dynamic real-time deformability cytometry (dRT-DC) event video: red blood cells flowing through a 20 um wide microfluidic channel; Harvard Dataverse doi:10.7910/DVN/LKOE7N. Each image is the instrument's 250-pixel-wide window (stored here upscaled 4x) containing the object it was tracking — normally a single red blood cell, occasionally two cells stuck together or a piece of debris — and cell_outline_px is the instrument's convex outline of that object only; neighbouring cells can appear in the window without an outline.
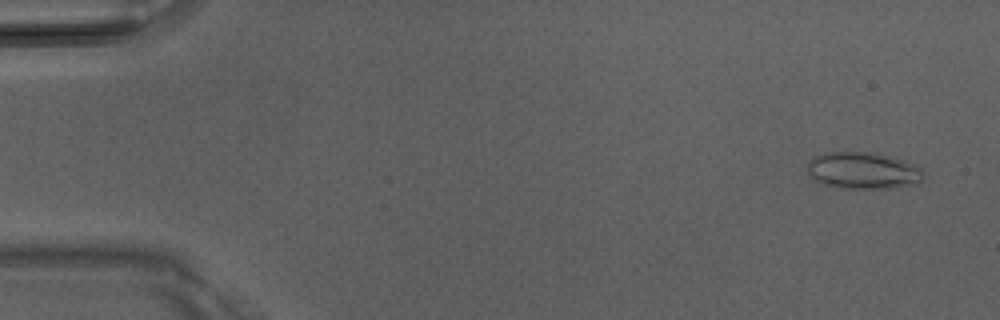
{"species": "Egyptian fruit bat (a non-hibernating species)", "species_latin": "Rousettus aegyptiacus", "temperature_condition": "room temperature", "stored_images_in_passage": 47, "camera_frame_rate_fps": 3000, "um_per_image_px": 0.085, "animal": {"sex": "male"}, "frame": {"image": 1, "passage_image": 3, "time_ms": 0.667, "image_size_px": [1000, 320], "cell_outline_px": [[924, 180], [916, 184], [896, 188], [840, 188], [824, 184], [816, 180], [808, 172], [808, 160], [816, 156], [828, 152], [872, 152], [888, 156], [916, 164], [924, 172]], "centroid_in_image_um": [73.41, 14.5], "position_along_channel_um": 11.6, "area_um2": 24.97}}
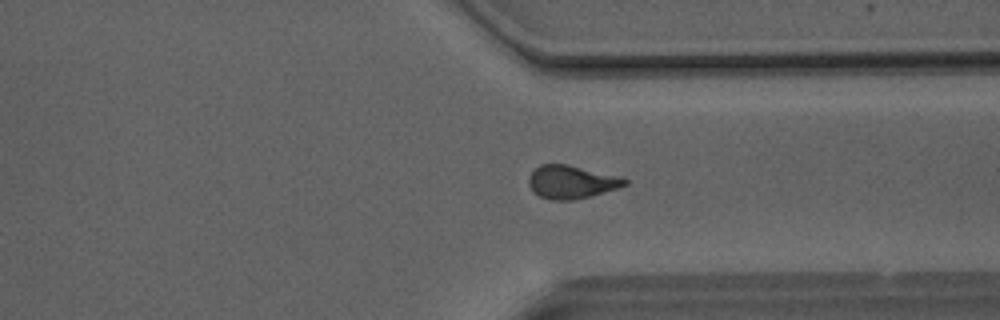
{"frame": {"image": 2, "passage_image": 38, "time_ms": 12.333, "image_size_px": [1000, 320], "cell_outline_px": [[628, 184], [616, 188], [588, 196], [572, 200], [552, 200], [540, 196], [532, 192], [528, 184], [528, 176], [540, 164], [568, 164], [624, 176], [628, 180]], "centroid_in_image_um": [48.58, 15.44], "position_along_channel_um": 362.8, "area_um2": 18.73}}
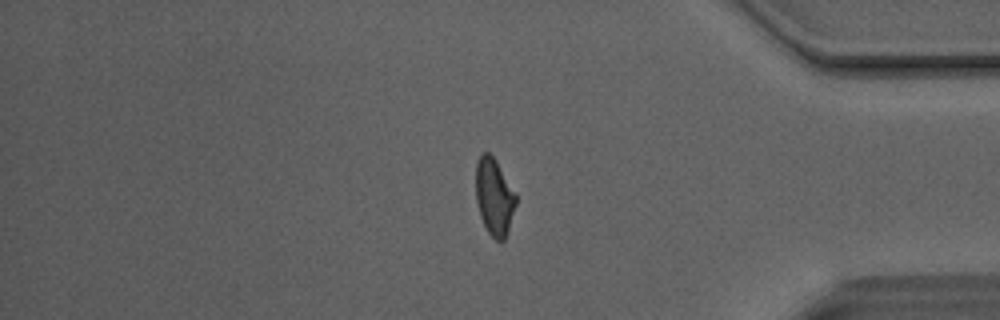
{"frame": {"image": 3, "passage_image": 42, "time_ms": 13.667, "image_size_px": [1000, 320], "cell_outline_px": [[516, 204], [504, 240], [496, 240], [488, 232], [480, 216], [476, 200], [476, 164], [480, 156], [484, 152], [488, 152], [496, 160], [516, 192]], "centroid_in_image_um": [42.01, 16.7], "position_along_channel_um": 393.2, "area_um2": 17.8}, "authors_computed_cell_mechanics": {"area_um2": 19.074, "velocity_mm_per_s": 4.1433, "shape_relaxation_time_tau1_ms": 5.9561, "shape_relaxation_time_tau2_ms": 1.2078, "deformation_change_tau1": 0.1865, "deformation_change_tau2": 0.0913}}